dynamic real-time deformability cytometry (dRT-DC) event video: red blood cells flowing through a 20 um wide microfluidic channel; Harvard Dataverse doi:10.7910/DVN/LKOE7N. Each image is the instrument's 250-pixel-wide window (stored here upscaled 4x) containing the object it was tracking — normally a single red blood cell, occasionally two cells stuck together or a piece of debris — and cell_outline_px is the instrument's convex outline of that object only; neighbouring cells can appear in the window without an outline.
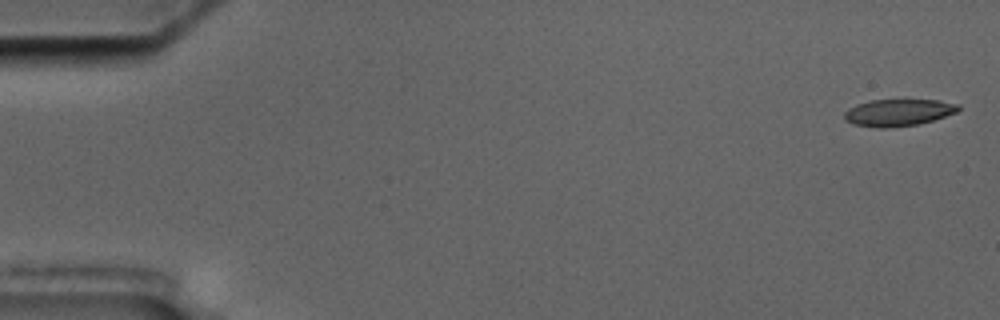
{"species": "common noctule bat (a hibernating species)", "species_latin": "Nyctalus noctula", "temperature_condition": "cold", "stored_images_in_passage": 5, "camera_frame_rate_fps": 3000, "um_per_image_px": 0.085, "animal": {"sex": "male", "body_mass_g": 17.5, "forearm_length_mm": 52.3}, "frame": {"image": 1, "passage_image": 1, "time_ms": 0.0, "image_size_px": [1000, 320], "cell_outline_px": [[960, 108], [956, 112], [920, 124], [888, 128], [876, 128], [852, 124], [844, 120], [844, 112], [848, 108], [856, 104], [872, 100], [936, 100], [960, 104]], "centroid_in_image_um": [76.31, 9.57], "position_along_channel_um": 8.7, "area_um2": 17.98}}
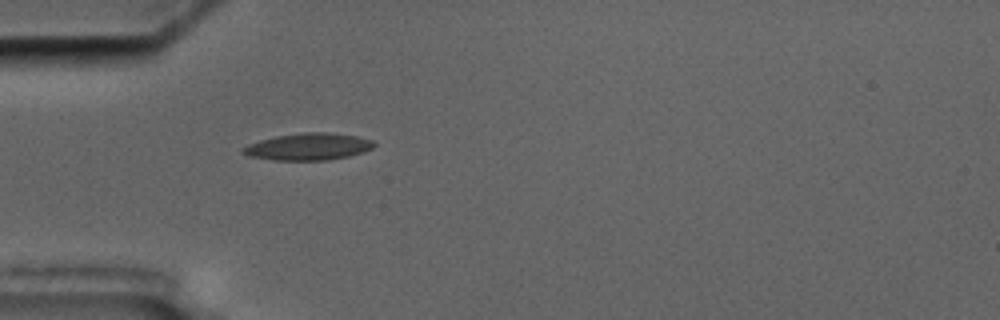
{"frame": {"image": 2, "passage_image": 5, "time_ms": 5.333, "image_size_px": [1000, 320], "cell_outline_px": [[376, 144], [372, 148], [364, 152], [348, 156], [328, 160], [272, 160], [248, 156], [240, 152], [240, 148], [248, 144], [260, 140], [276, 136], [304, 132], [328, 132], [356, 136], [372, 140]], "centroid_in_image_um": [26.17, 12.47], "position_along_channel_um": 58.8, "area_um2": 20.69}}